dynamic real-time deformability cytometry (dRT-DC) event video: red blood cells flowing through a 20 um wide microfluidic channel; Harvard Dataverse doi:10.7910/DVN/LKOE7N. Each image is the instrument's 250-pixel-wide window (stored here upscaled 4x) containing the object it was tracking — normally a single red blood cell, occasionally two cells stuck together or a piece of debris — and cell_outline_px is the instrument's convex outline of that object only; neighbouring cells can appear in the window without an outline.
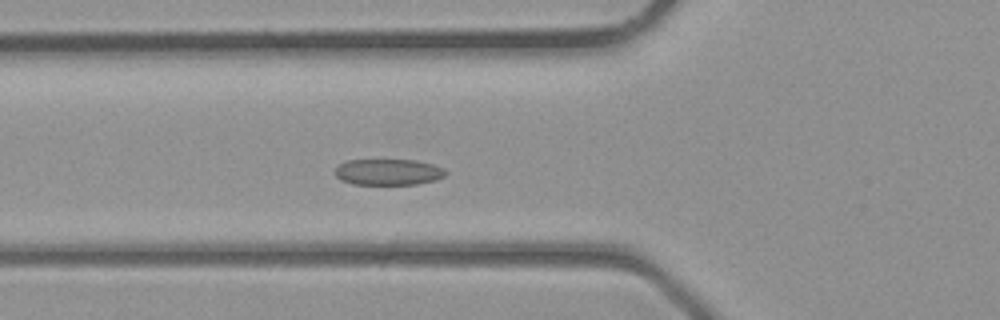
{"species": "common noctule bat (a hibernating species)", "species_latin": "Nyctalus noctula", "temperature_condition": "room temperature", "stored_images_in_passage": 27, "camera_frame_rate_fps": 3000, "um_per_image_px": 0.085, "animal": {"sex": "male", "body_mass_g": 23.1, "forearm_length_mm": 52.7}, "frame": {"image": 1, "passage_image": 2, "time_ms": 0.333, "image_size_px": [1000, 320], "cell_outline_px": [[448, 172], [444, 176], [436, 180], [416, 184], [352, 184], [340, 180], [336, 176], [336, 168], [340, 164], [348, 160], [416, 160], [432, 164], [444, 168]], "centroid_in_image_um": [33.03, 14.62], "position_along_channel_um": 92.8, "area_um2": 16.82}}
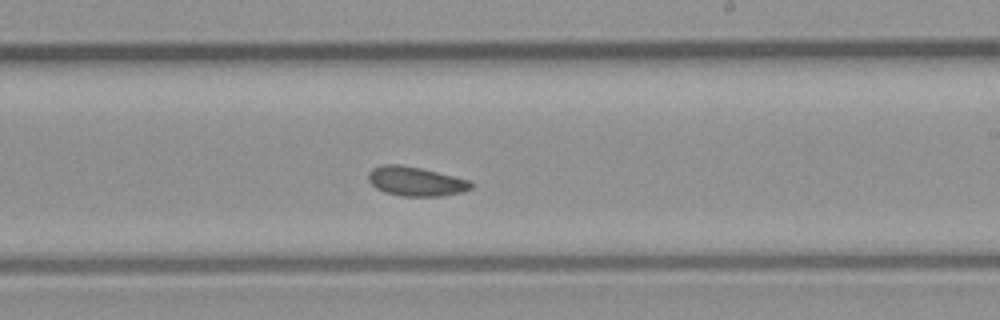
{"frame": {"image": 2, "passage_image": 11, "time_ms": 3.333, "image_size_px": [1000, 320], "cell_outline_px": [[476, 184], [472, 188], [464, 192], [440, 196], [400, 196], [384, 192], [376, 188], [368, 180], [368, 172], [372, 168], [380, 164], [400, 164], [420, 168], [472, 180]], "centroid_in_image_um": [35.37, 15.41], "position_along_channel_um": 253.6, "area_um2": 17.86}}
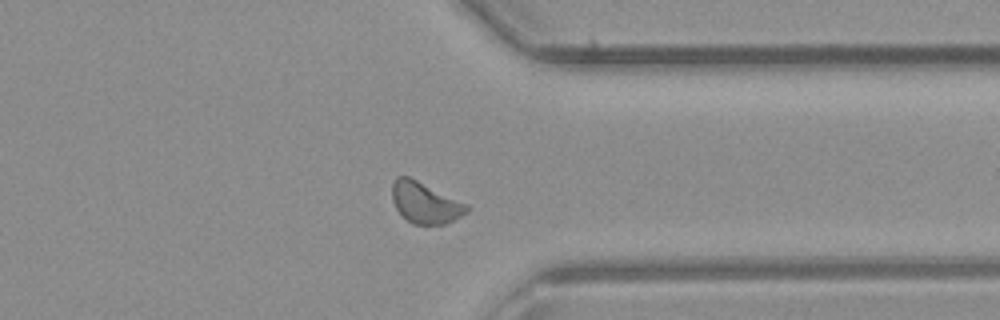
{"frame": {"image": 3, "passage_image": 18, "time_ms": 5.667, "image_size_px": [1000, 320], "cell_outline_px": [[468, 212], [444, 224], [412, 224], [396, 208], [392, 200], [392, 184], [396, 176], [408, 176], [468, 204]], "centroid_in_image_um": [36.12, 17.22], "position_along_channel_um": 375.3, "area_um2": 17.63}}